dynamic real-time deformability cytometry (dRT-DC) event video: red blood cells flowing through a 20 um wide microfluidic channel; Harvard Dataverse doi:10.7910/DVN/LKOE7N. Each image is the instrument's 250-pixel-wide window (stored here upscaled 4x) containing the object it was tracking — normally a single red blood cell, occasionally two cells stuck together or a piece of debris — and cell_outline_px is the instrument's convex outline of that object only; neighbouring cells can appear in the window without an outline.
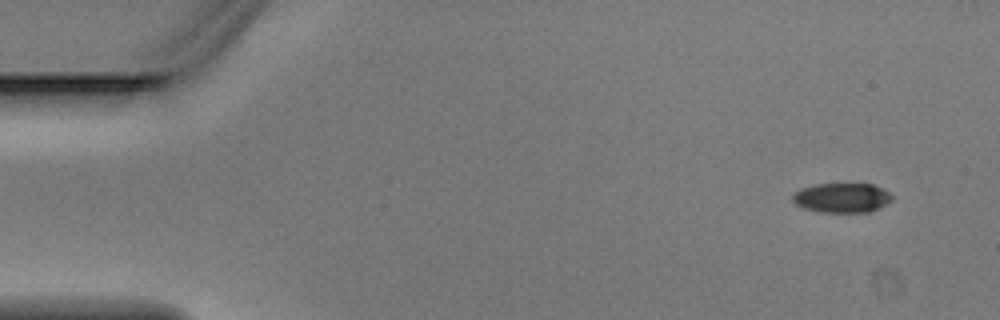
{"species": "Egyptian fruit bat (a non-hibernating species)", "species_latin": "Rousettus aegyptiacus", "temperature_condition": "warm", "stored_images_in_passage": 4, "camera_frame_rate_fps": 3000, "um_per_image_px": 0.085, "animal": {"sex": "male"}, "frame": {"image": 1, "passage_image": 1, "time_ms": 0.0, "image_size_px": [1000, 320], "cell_outline_px": [[892, 200], [868, 212], [820, 212], [804, 208], [796, 204], [792, 200], [792, 196], [800, 188], [816, 184], [872, 184], [884, 188], [892, 196]], "centroid_in_image_um": [71.54, 16.8], "position_along_channel_um": 13.5, "area_um2": 16.99}}
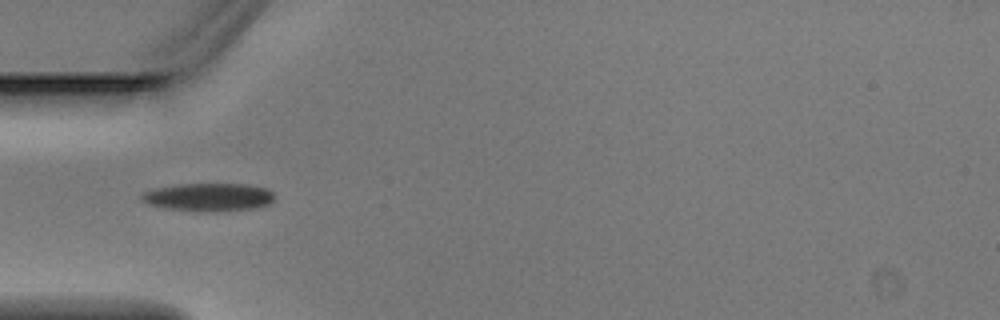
{"frame": {"image": 2, "passage_image": 4, "time_ms": 1.0, "image_size_px": [1000, 320], "cell_outline_px": [[276, 196], [268, 204], [252, 208], [168, 208], [148, 204], [140, 200], [140, 196], [144, 192], [156, 188], [176, 184], [248, 184], [268, 188]], "centroid_in_image_um": [17.73, 16.68], "position_along_channel_um": 67.3, "area_um2": 20.4}}